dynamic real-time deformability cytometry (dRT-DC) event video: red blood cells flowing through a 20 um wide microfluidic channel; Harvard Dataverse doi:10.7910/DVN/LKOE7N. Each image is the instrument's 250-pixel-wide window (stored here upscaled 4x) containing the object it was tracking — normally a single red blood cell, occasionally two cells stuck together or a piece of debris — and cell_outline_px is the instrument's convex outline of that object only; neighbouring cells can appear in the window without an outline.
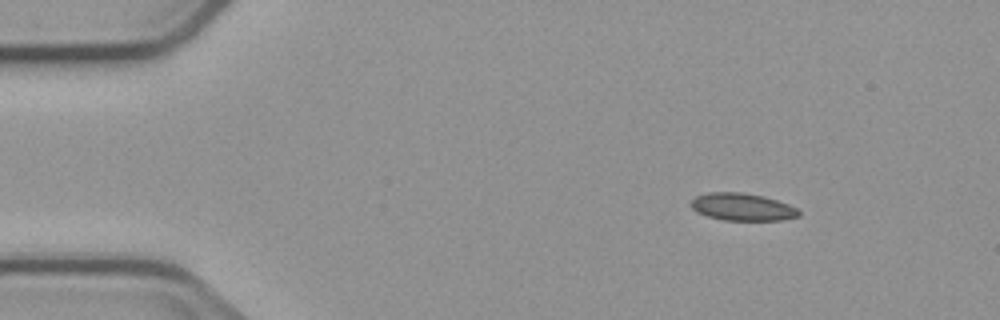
{"species": "common noctule bat (a hibernating species)", "species_latin": "Nyctalus noctula", "temperature_condition": "cold", "stored_images_in_passage": 4, "camera_frame_rate_fps": 3000, "um_per_image_px": 0.085, "animal": {"sex": "male", "body_mass_g": 23.1, "forearm_length_mm": 52.7}, "frame": {"image": 1, "passage_image": 1, "time_ms": 0.0, "image_size_px": [1000, 320], "cell_outline_px": [[800, 216], [784, 220], [724, 220], [708, 216], [696, 212], [692, 208], [692, 200], [696, 196], [708, 192], [744, 192], [764, 196], [788, 204], [796, 208], [800, 212]], "centroid_in_image_um": [63.11, 17.59], "position_along_channel_um": 21.9, "area_um2": 17.22}}